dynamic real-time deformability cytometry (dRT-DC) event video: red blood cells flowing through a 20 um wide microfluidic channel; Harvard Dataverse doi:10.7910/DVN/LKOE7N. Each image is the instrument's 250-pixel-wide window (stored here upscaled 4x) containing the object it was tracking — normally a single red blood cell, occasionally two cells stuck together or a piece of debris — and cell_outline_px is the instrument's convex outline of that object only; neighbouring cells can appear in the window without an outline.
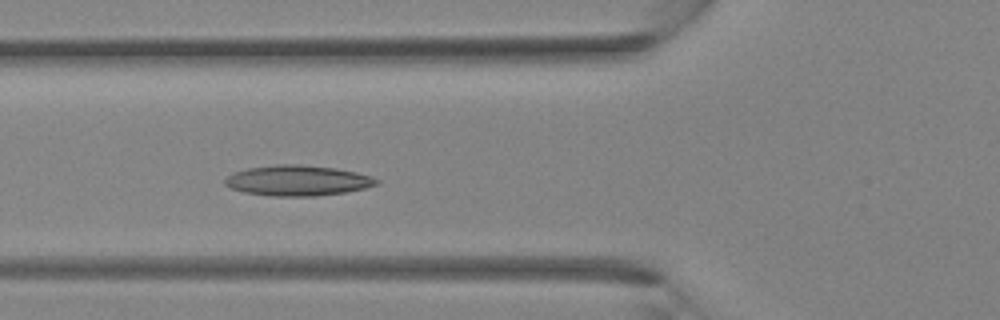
{"species": "Egyptian fruit bat (a non-hibernating species)", "species_latin": "Rousettus aegyptiacus", "temperature_condition": "room temperature", "stored_images_in_passage": 36, "camera_frame_rate_fps": 3000, "um_per_image_px": 0.085, "animal": {"sex": "female"}, "frame": {"image": 1, "passage_image": 13, "time_ms": 4.0, "image_size_px": [1000, 320], "cell_outline_px": [[380, 184], [364, 188], [344, 192], [316, 196], [272, 196], [244, 192], [232, 188], [224, 184], [224, 180], [232, 172], [248, 168], [276, 164], [296, 164], [336, 168], [356, 172], [372, 176], [380, 180]], "centroid_in_image_um": [25.31, 15.34], "position_along_channel_um": 100.5, "area_um2": 26.93}}
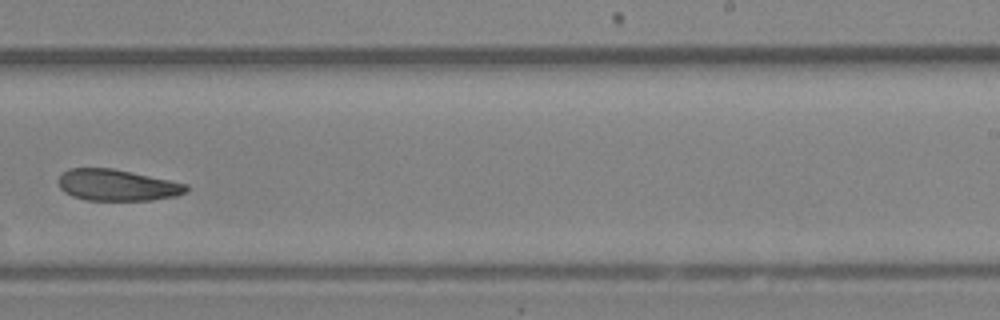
{"frame": {"image": 2, "passage_image": 23, "time_ms": 7.333, "image_size_px": [1000, 320], "cell_outline_px": [[188, 192], [176, 196], [152, 200], [84, 200], [72, 196], [64, 192], [60, 188], [56, 180], [68, 168], [112, 168], [188, 184]], "centroid_in_image_um": [9.94, 15.74], "position_along_channel_um": 279.1, "area_um2": 23.47}}
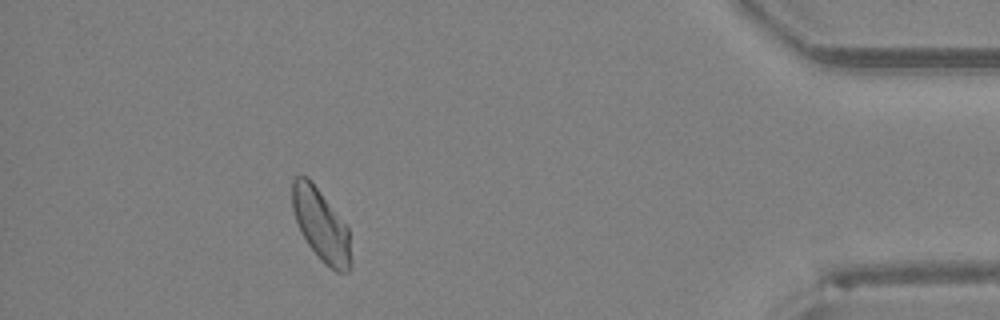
{"frame": {"image": 3, "passage_image": 33, "time_ms": 10.667, "image_size_px": [1000, 320], "cell_outline_px": [[352, 264], [348, 272], [336, 272], [324, 264], [308, 244], [296, 220], [292, 208], [292, 180], [296, 176], [308, 176], [348, 228], [352, 260]], "centroid_in_image_um": [27.3, 19.15], "position_along_channel_um": 407.9, "area_um2": 24.39}}